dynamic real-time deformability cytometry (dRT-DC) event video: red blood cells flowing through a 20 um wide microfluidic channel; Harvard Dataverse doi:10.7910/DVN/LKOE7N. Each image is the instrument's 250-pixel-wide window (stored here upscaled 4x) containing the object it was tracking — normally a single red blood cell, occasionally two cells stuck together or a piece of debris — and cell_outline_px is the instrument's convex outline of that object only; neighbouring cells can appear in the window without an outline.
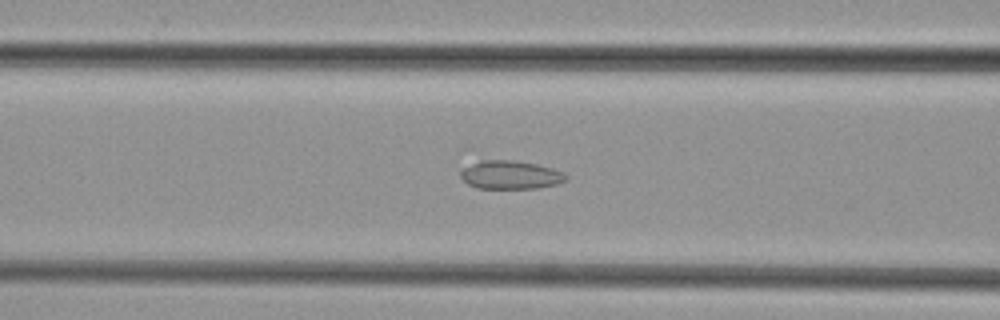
{"species": "common noctule bat (a hibernating species)", "species_latin": "Nyctalus noctula", "temperature_condition": "cold", "stored_images_in_passage": 49, "camera_frame_rate_fps": 3000, "um_per_image_px": 0.085, "animal": {"sex": "female", "body_mass_g": 29.2, "forearm_length_mm": 56.3}, "frame": {"image": 1, "passage_image": 20, "time_ms": 6.333, "image_size_px": [1000, 320], "cell_outline_px": [[568, 180], [556, 184], [536, 188], [476, 188], [468, 184], [460, 176], [460, 172], [464, 168], [480, 160], [512, 160], [536, 164], [552, 168], [564, 172], [568, 176]], "centroid_in_image_um": [43.41, 14.86], "position_along_channel_um": 123.2, "area_um2": 17.4}}
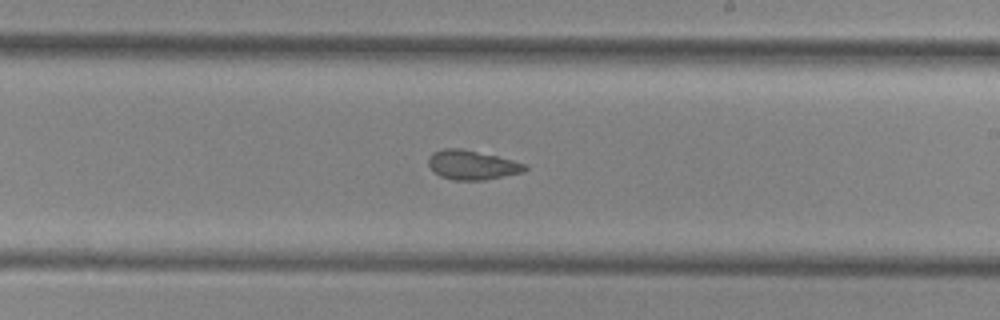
{"frame": {"image": 2, "passage_image": 29, "time_ms": 9.333, "image_size_px": [1000, 320], "cell_outline_px": [[528, 168], [524, 172], [484, 180], [452, 180], [440, 176], [428, 164], [428, 160], [432, 152], [444, 148], [460, 148], [496, 156], [528, 164]], "centroid_in_image_um": [40.15, 14.02], "position_along_channel_um": 248.9, "area_um2": 16.42}}
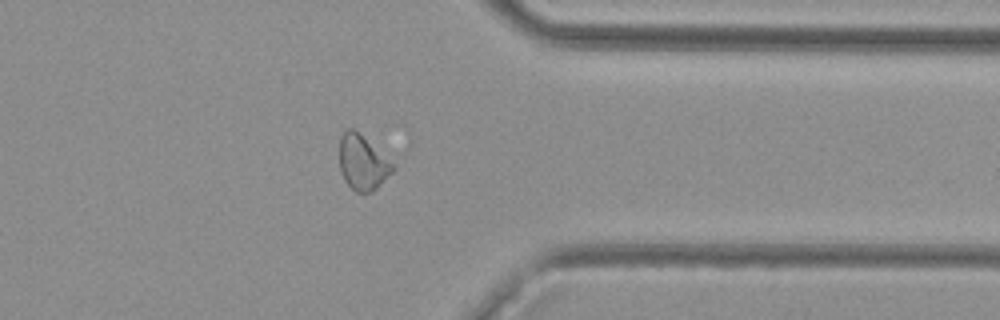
{"frame": {"image": 3, "passage_image": 39, "time_ms": 12.667, "image_size_px": [1000, 320], "cell_outline_px": [[396, 168], [372, 192], [356, 192], [344, 180], [340, 172], [340, 140], [344, 132], [348, 128], [352, 128], [396, 164]], "centroid_in_image_um": [30.84, 13.84], "position_along_channel_um": 380.6, "area_um2": 16.82}}